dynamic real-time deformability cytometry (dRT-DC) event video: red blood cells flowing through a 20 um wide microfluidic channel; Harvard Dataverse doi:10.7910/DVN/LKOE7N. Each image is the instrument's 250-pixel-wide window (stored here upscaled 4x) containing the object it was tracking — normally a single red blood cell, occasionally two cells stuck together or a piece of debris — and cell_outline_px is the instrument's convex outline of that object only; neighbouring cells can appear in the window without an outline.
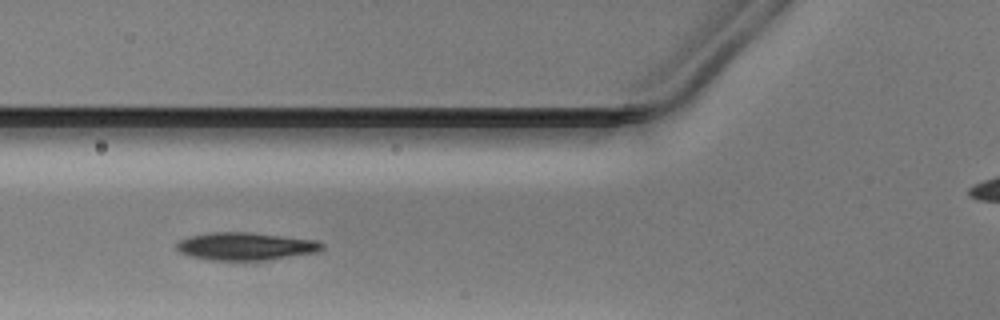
{"species": "Egyptian fruit bat (a non-hibernating species)", "species_latin": "Rousettus aegyptiacus", "temperature_condition": "warm", "stored_images_in_passage": 36, "camera_frame_rate_fps": 3000, "um_per_image_px": 0.085, "animal": {"sex": "male"}, "frame": {"image": 1, "passage_image": 9, "time_ms": 2.667, "image_size_px": [1000, 320], "cell_outline_px": [[324, 248], [316, 252], [264, 260], [212, 260], [192, 256], [180, 252], [176, 248], [176, 244], [180, 240], [188, 236], [208, 232], [248, 232], [316, 240], [324, 244]], "centroid_in_image_um": [20.85, 20.92], "position_along_channel_um": 105.0, "area_um2": 23.29}}
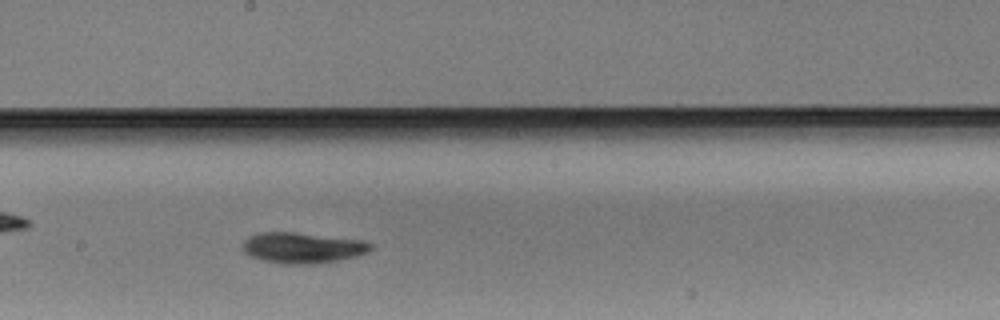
{"frame": {"image": 2, "passage_image": 18, "time_ms": 5.667, "image_size_px": [1000, 320], "cell_outline_px": [[372, 248], [368, 252], [356, 256], [340, 260], [316, 264], [280, 264], [264, 260], [252, 256], [244, 252], [240, 248], [244, 240], [248, 236], [260, 232], [296, 232], [364, 240], [372, 244]], "centroid_in_image_um": [25.7, 21.06], "position_along_channel_um": 222.5, "area_um2": 23.24}}
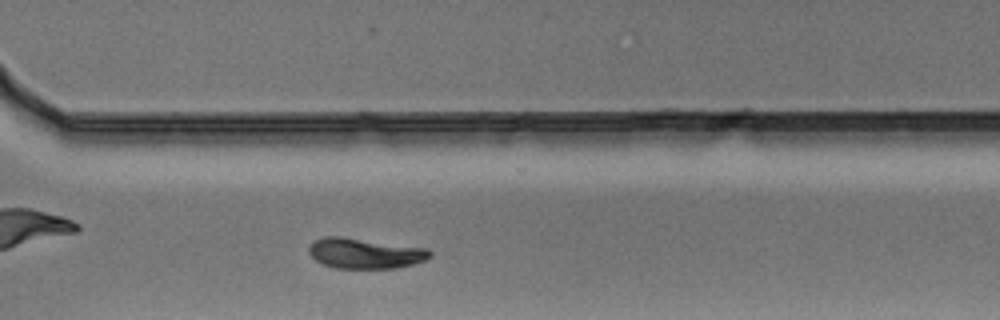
{"frame": {"image": 3, "passage_image": 27, "time_ms": 8.667, "image_size_px": [1000, 320], "cell_outline_px": [[432, 256], [424, 260], [412, 264], [396, 268], [336, 268], [324, 264], [316, 260], [308, 252], [308, 244], [312, 240], [324, 236], [340, 236], [428, 248], [432, 252]], "centroid_in_image_um": [30.99, 21.51], "position_along_channel_um": 339.6, "area_um2": 21.56}}